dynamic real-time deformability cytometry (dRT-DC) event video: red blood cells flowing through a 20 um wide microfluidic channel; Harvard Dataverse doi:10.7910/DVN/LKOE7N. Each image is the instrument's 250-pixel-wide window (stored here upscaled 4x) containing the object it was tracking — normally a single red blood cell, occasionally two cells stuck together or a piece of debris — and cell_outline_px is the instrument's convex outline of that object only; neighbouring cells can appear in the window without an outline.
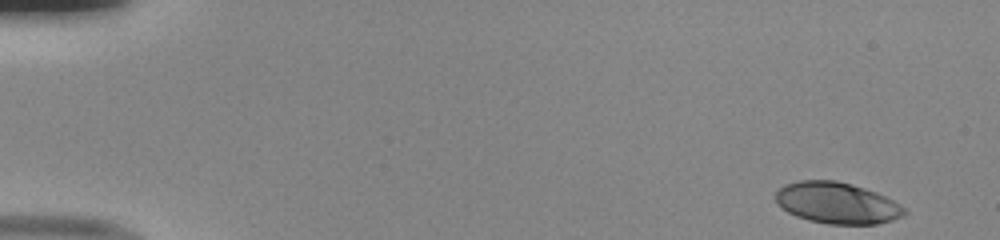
{"species": "human", "species_latin": "Homo sapiens", "temperature_condition": "room temperature", "stored_images_in_passage": 49, "camera_frame_rate_fps": 3000, "um_per_image_px": 0.085, "donor": {"sex": "male"}, "frame": {"image": 1, "passage_image": 1, "time_ms": 0.0, "image_size_px": [1000, 240], "cell_outline_px": [[908, 212], [904, 216], [892, 220], [876, 224], [828, 224], [808, 220], [796, 216], [780, 208], [776, 204], [772, 196], [784, 184], [800, 180], [836, 180], [852, 184], [876, 192], [900, 204]], "centroid_in_image_um": [71.1, 17.25], "position_along_channel_um": 13.9, "area_um2": 31.33}}
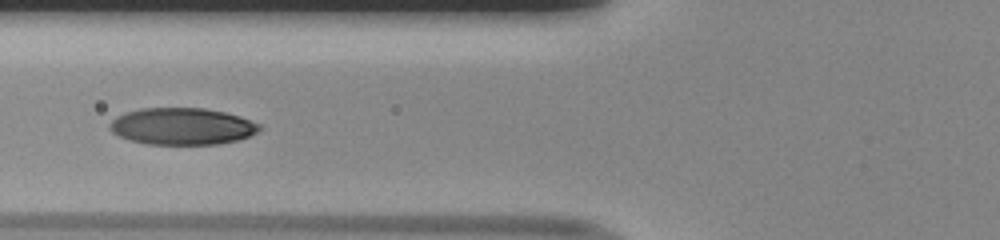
{"frame": {"image": 2, "passage_image": 19, "time_ms": 6.0, "image_size_px": [1000, 240], "cell_outline_px": [[260, 128], [256, 132], [248, 136], [236, 140], [216, 144], [148, 144], [128, 140], [116, 136], [108, 128], [108, 124], [116, 116], [124, 112], [144, 108], [204, 108], [224, 112], [240, 116], [260, 124]], "centroid_in_image_um": [15.41, 10.73], "position_along_channel_um": 110.4, "area_um2": 32.19}}
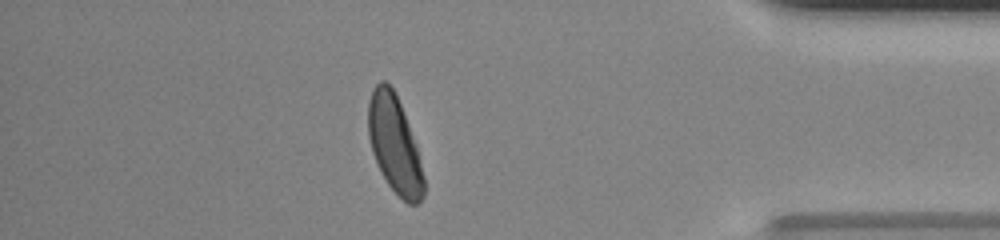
{"frame": {"image": 3, "passage_image": 43, "time_ms": 14.0, "image_size_px": [1000, 240], "cell_outline_px": [[424, 196], [416, 204], [408, 204], [388, 184], [372, 152], [368, 136], [368, 100], [376, 84], [380, 80], [384, 80], [392, 88], [400, 104], [408, 124], [416, 148], [424, 176]], "centroid_in_image_um": [33.52, 12.27], "position_along_channel_um": 401.7, "area_um2": 30.75}, "authors_computed_cell_mechanics": {"area_um2": 31.9634, "velocity_mm_per_s": 4.0286, "shape_relaxation_time_tau1_ms": 3.2111, "shape_relaxation_time_tau2_ms": null, "deformation_change_tau1": 0.1788, "deformation_change_tau2": null}}